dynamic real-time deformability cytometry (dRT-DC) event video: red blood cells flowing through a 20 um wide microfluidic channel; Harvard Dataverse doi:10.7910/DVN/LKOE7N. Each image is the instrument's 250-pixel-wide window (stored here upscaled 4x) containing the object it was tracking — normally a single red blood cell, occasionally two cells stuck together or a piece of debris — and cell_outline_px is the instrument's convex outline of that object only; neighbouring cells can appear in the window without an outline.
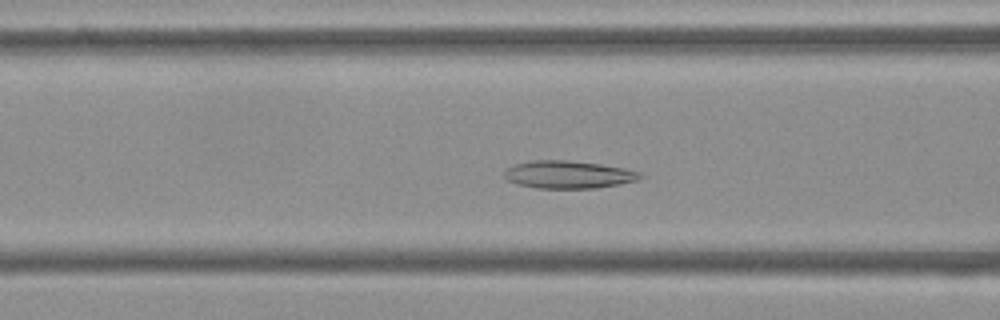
{"species": "Egyptian fruit bat (a non-hibernating species)", "species_latin": "Rousettus aegyptiacus", "temperature_condition": "cold", "stored_images_in_passage": 41, "camera_frame_rate_fps": 3000, "um_per_image_px": 0.085, "frame": {"image": 1, "passage_image": 8, "time_ms": 2.333, "image_size_px": [1000, 320], "cell_outline_px": [[644, 176], [640, 180], [620, 184], [596, 188], [536, 188], [516, 184], [508, 180], [504, 176], [504, 172], [508, 168], [516, 164], [532, 160], [568, 160], [600, 164], [624, 168], [640, 172]], "centroid_in_image_um": [48.34, 14.84], "position_along_channel_um": 118.3, "area_um2": 21.96}}
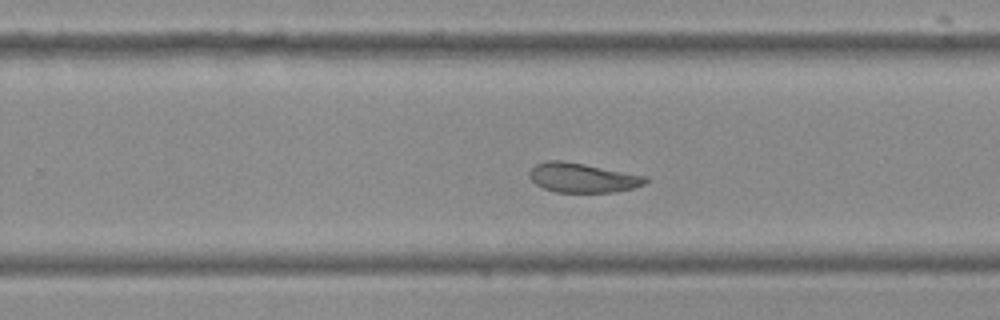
{"frame": {"image": 2, "passage_image": 21, "time_ms": 6.667, "image_size_px": [1000, 320], "cell_outline_px": [[648, 180], [644, 184], [632, 188], [612, 192], [556, 192], [544, 188], [536, 184], [528, 176], [528, 172], [536, 164], [544, 160], [560, 160], [584, 164], [648, 176]], "centroid_in_image_um": [49.49, 15.1], "position_along_channel_um": 280.3, "area_um2": 19.88}}
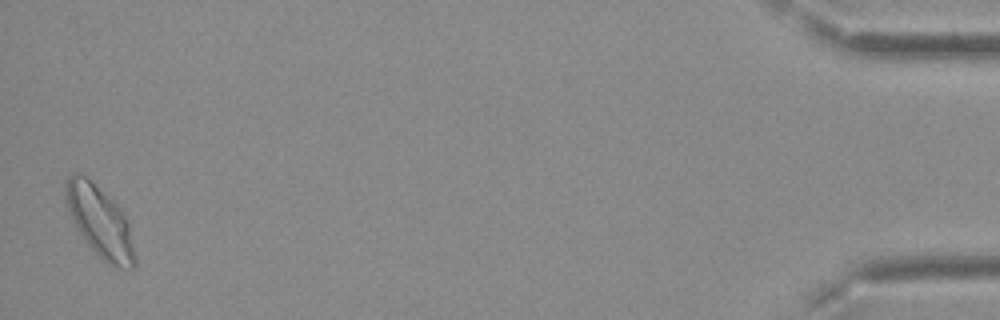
{"frame": {"image": 3, "passage_image": 40, "time_ms": 13.0, "image_size_px": [1000, 320], "cell_outline_px": [[136, 264], [132, 268], [112, 268], [84, 240], [64, 200], [64, 184], [68, 176], [72, 172], [76, 172], [84, 176], [112, 200], [124, 212], [128, 220], [136, 260]], "centroid_in_image_um": [8.5, 18.85], "position_along_channel_um": 426.7, "area_um2": 28.32}, "authors_computed_cell_mechanics": {"area_um2": 21.386, "velocity_mm_per_s": 3.7433, "shape_relaxation_time_tau1_ms": null, "shape_relaxation_time_tau2_ms": 1.9788, "deformation_change_tau1": null, "deformation_change_tau2": 0.071}}